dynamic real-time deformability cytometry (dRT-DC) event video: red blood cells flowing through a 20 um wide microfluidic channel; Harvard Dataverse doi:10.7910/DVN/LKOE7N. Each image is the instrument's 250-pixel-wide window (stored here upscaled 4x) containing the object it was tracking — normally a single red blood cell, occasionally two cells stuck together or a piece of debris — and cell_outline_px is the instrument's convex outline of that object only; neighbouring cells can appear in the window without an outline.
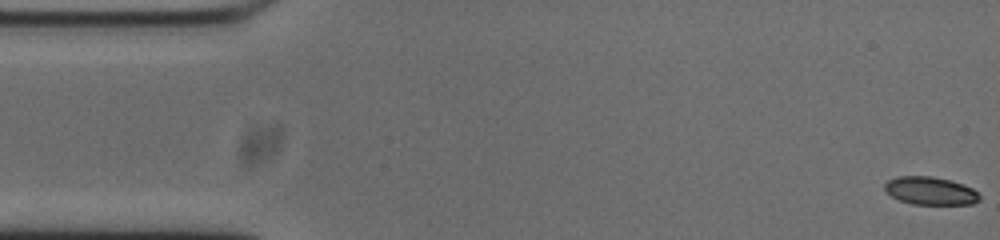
{"species": "common noctule bat (a hibernating species)", "species_latin": "Nyctalus noctula", "temperature_condition": "cold", "stored_images_in_passage": 54, "camera_frame_rate_fps": 3000, "um_per_image_px": 0.085, "animal": {"sex": "male", "body_mass_g": 20.0, "forearm_length_mm": 53.3}, "frame": {"image": 1, "passage_image": 1, "time_ms": 0.0, "image_size_px": [1000, 240], "cell_outline_px": [[980, 200], [972, 204], [912, 204], [900, 200], [892, 196], [884, 188], [884, 184], [888, 180], [896, 176], [932, 176], [948, 180], [972, 188], [980, 196]], "centroid_in_image_um": [79.06, 16.22], "position_along_channel_um": 5.9, "area_um2": 15.26}}
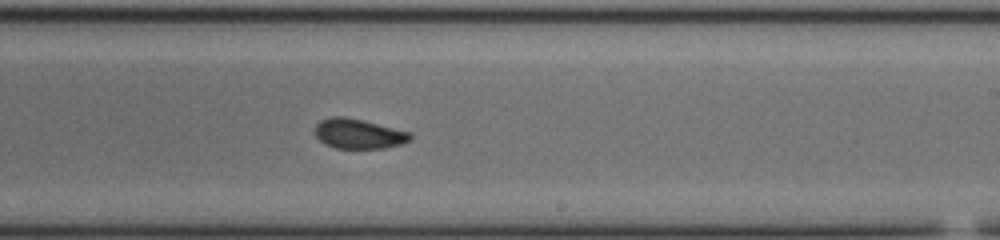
{"frame": {"image": 2, "passage_image": 31, "time_ms": 10.0, "image_size_px": [1000, 240], "cell_outline_px": [[412, 140], [400, 144], [384, 148], [336, 148], [324, 144], [316, 136], [316, 124], [320, 120], [332, 116], [344, 116], [364, 120], [412, 132]], "centroid_in_image_um": [30.51, 11.36], "position_along_channel_um": 258.5, "area_um2": 16.7}}
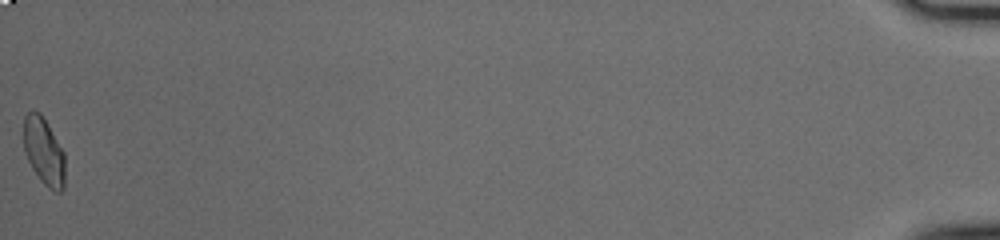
{"frame": {"image": 3, "passage_image": 54, "time_ms": 17.667, "image_size_px": [1000, 240], "cell_outline_px": [[64, 188], [60, 192], [52, 192], [40, 180], [32, 168], [24, 152], [24, 116], [32, 108], [40, 112], [64, 152]], "centroid_in_image_um": [3.72, 12.87], "position_along_channel_um": 431.5, "area_um2": 16.3}, "authors_computed_cell_mechanics": {"area_um2": 16.4441, "velocity_mm_per_s": 3.7364, "shape_relaxation_time_tau1_ms": null, "shape_relaxation_time_tau2_ms": 1.9799, "deformation_change_tau1": null, "deformation_change_tau2": 0.0593}}